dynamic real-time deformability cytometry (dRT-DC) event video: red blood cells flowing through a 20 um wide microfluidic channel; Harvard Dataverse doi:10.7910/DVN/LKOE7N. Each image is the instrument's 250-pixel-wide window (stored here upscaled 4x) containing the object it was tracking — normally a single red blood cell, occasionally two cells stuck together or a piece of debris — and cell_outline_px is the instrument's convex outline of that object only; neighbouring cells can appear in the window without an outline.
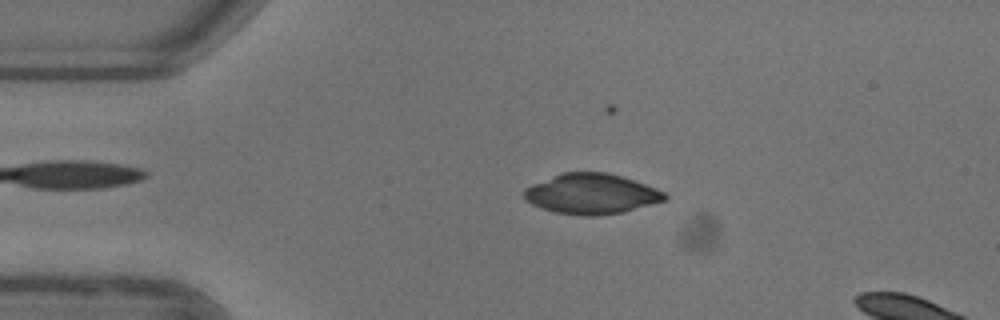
{"species": "common noctule bat (a hibernating species)", "species_latin": "Nyctalus noctula", "temperature_condition": "warm", "stored_images_in_passage": 15, "camera_frame_rate_fps": 3000, "um_per_image_px": 0.085, "animal": {"sex": "female"}, "frame": {"image": 1, "passage_image": 11, "time_ms": 3.333, "image_size_px": [1000, 320], "cell_outline_px": [[668, 196], [664, 200], [652, 204], [624, 212], [596, 216], [584, 216], [556, 212], [532, 204], [524, 200], [524, 188], [532, 184], [560, 172], [604, 172], [620, 176], [656, 188], [664, 192]], "centroid_in_image_um": [50.24, 16.48], "position_along_channel_um": 34.8, "area_um2": 32.89}}